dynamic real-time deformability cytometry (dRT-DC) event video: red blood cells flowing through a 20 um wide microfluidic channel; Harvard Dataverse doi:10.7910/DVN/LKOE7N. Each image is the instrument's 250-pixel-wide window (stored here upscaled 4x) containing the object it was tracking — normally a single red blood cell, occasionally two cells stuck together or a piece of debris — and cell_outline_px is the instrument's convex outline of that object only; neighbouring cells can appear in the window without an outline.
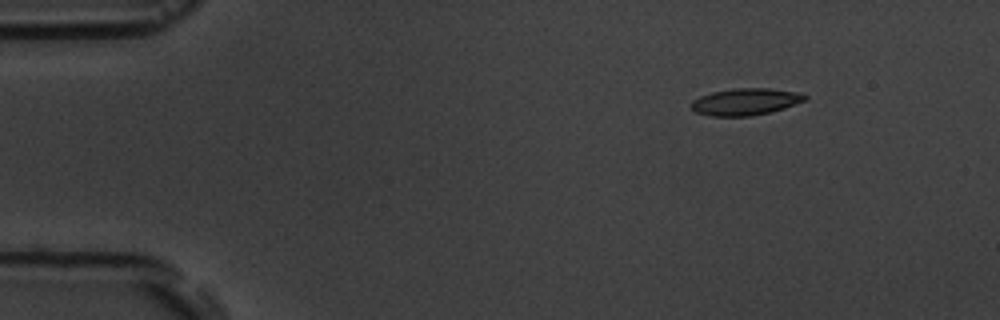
{"species": "common noctule bat (a hibernating species)", "species_latin": "Nyctalus noctula", "temperature_condition": "room temperature", "stored_images_in_passage": 9, "camera_frame_rate_fps": 3000, "um_per_image_px": 0.085, "animal": {"sex": "male", "body_mass_g": 19.5, "forearm_length_mm": 54.6}, "frame": {"image": 1, "passage_image": 1, "time_ms": 0.0, "image_size_px": [1000, 320], "cell_outline_px": [[808, 96], [804, 100], [784, 108], [752, 116], [708, 116], [696, 112], [692, 108], [692, 100], [700, 96], [712, 92], [732, 88], [768, 88], [796, 92]], "centroid_in_image_um": [63.32, 8.64], "position_along_channel_um": 21.7, "area_um2": 17.63}}
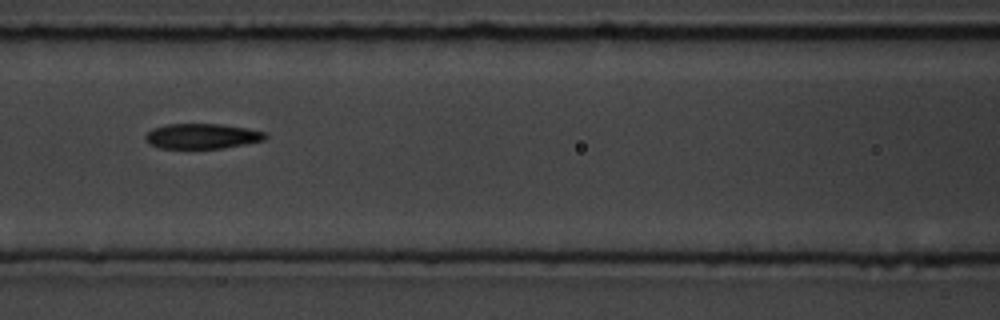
{"frame": {"image": 2, "passage_image": 6, "time_ms": 5.667, "image_size_px": [1000, 320], "cell_outline_px": [[268, 136], [264, 140], [224, 148], [160, 148], [148, 144], [144, 136], [152, 128], [168, 124], [220, 124], [248, 128], [264, 132]], "centroid_in_image_um": [17.16, 11.57], "position_along_channel_um": 149.4, "area_um2": 17.57}}
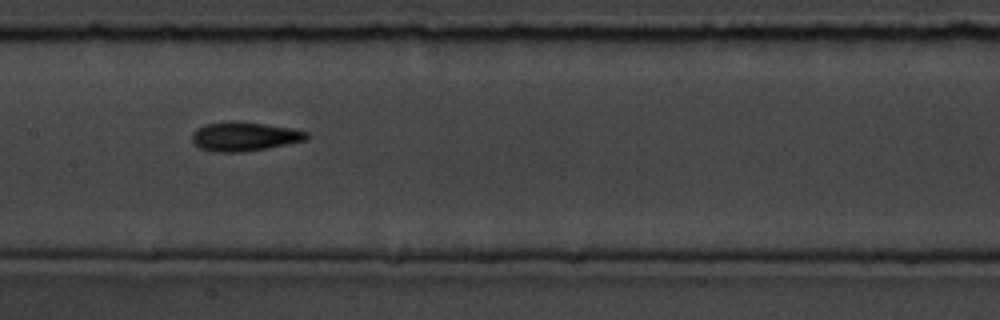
{"frame": {"image": 3, "passage_image": 7, "time_ms": 6.667, "image_size_px": [1000, 320], "cell_outline_px": [[308, 140], [268, 148], [240, 152], [216, 152], [200, 148], [192, 140], [192, 132], [196, 128], [204, 124], [264, 124], [292, 128], [308, 132]], "centroid_in_image_um": [20.81, 11.64], "position_along_channel_um": 186.6, "area_um2": 18.67}}